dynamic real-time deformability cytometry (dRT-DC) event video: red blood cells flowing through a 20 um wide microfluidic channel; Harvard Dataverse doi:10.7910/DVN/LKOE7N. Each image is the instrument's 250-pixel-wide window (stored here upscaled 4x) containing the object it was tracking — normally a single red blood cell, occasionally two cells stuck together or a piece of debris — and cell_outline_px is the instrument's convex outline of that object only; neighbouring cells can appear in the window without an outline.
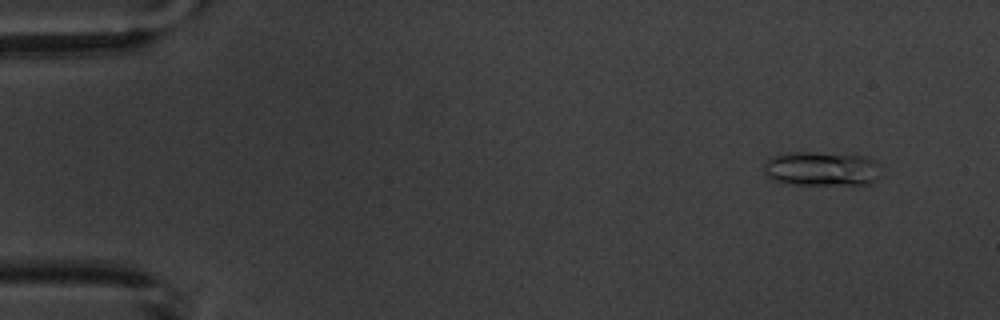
{"species": "common noctule bat (a hibernating species)", "species_latin": "Nyctalus noctula", "temperature_condition": "warm", "stored_images_in_passage": 7, "camera_frame_rate_fps": 3000, "um_per_image_px": 0.085, "animal": {"sex": "male", "body_mass_g": 20.1, "forearm_length_mm": 53.5}, "frame": {"image": 1, "passage_image": 2, "time_ms": 1.333, "image_size_px": [1000, 320], "cell_outline_px": [[876, 180], [872, 184], [792, 184], [772, 180], [764, 172], [764, 164], [772, 156], [784, 152], [852, 152], [876, 160]], "centroid_in_image_um": [69.81, 14.3], "position_along_channel_um": 15.2, "area_um2": 23.76}}